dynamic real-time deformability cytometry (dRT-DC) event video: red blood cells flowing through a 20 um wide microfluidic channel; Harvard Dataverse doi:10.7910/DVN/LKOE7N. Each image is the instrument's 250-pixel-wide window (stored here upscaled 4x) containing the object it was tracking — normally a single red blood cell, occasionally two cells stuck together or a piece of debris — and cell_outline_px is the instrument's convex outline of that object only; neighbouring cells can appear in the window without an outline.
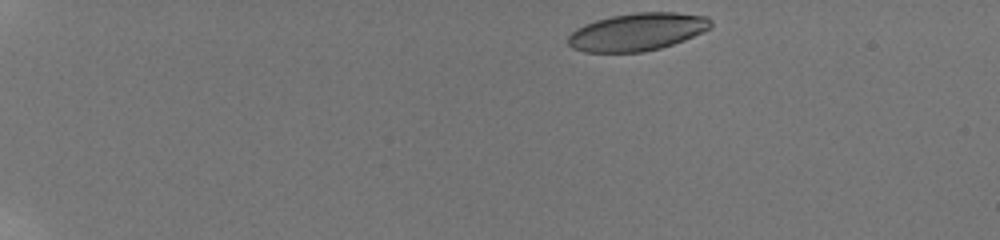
{"species": "human", "species_latin": "Homo sapiens", "temperature_condition": "room temperature", "stored_images_in_passage": 47, "camera_frame_rate_fps": 3000, "um_per_image_px": 0.085, "donor": {"sex": "male"}, "frame": {"image": 1, "passage_image": 1, "time_ms": 0.0, "image_size_px": [1000, 240], "cell_outline_px": [[712, 28], [684, 40], [660, 48], [644, 52], [584, 52], [572, 48], [568, 44], [568, 36], [576, 28], [584, 24], [596, 20], [612, 16], [636, 12], [676, 12], [708, 16], [712, 20]], "centroid_in_image_um": [54.19, 2.7], "position_along_channel_um": 30.8, "area_um2": 31.5}}
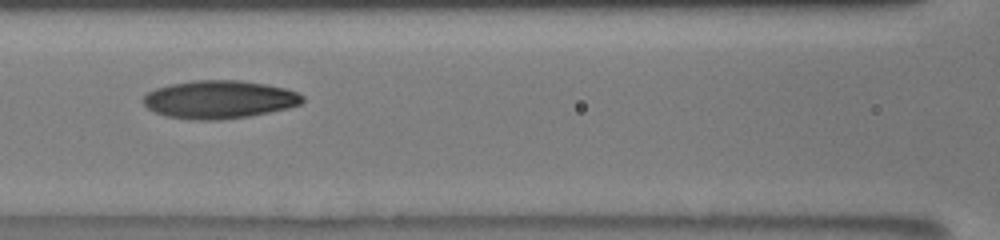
{"frame": {"image": 2, "passage_image": 20, "time_ms": 6.333, "image_size_px": [1000, 240], "cell_outline_px": [[304, 100], [300, 104], [288, 108], [248, 116], [220, 120], [188, 120], [164, 116], [148, 108], [140, 100], [148, 92], [156, 88], [172, 84], [192, 80], [240, 80], [264, 84], [284, 88], [296, 92], [304, 96]], "centroid_in_image_um": [18.6, 8.46], "position_along_channel_um": 148.0, "area_um2": 35.37}}
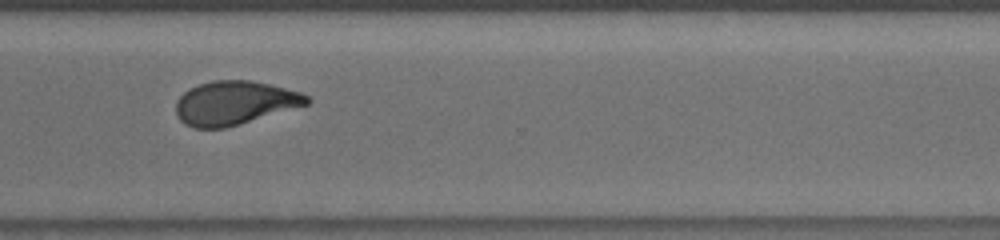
{"frame": {"image": 3, "passage_image": 36, "time_ms": 11.667, "image_size_px": [1000, 240], "cell_outline_px": [[312, 100], [308, 104], [224, 128], [192, 128], [184, 124], [180, 120], [176, 112], [176, 100], [184, 92], [200, 84], [212, 80], [252, 80], [300, 92], [308, 96]], "centroid_in_image_um": [19.91, 8.74], "position_along_channel_um": 350.7, "area_um2": 33.06}, "authors_computed_cell_mechanics": {"area_um2": 33.5818, "velocity_mm_per_s": 3.8055, "shape_relaxation_time_tau1_ms": 5.8843, "shape_relaxation_time_tau2_ms": 2.0957, "deformation_change_tau1": 0.1967, "deformation_change_tau2": 0.0856}}